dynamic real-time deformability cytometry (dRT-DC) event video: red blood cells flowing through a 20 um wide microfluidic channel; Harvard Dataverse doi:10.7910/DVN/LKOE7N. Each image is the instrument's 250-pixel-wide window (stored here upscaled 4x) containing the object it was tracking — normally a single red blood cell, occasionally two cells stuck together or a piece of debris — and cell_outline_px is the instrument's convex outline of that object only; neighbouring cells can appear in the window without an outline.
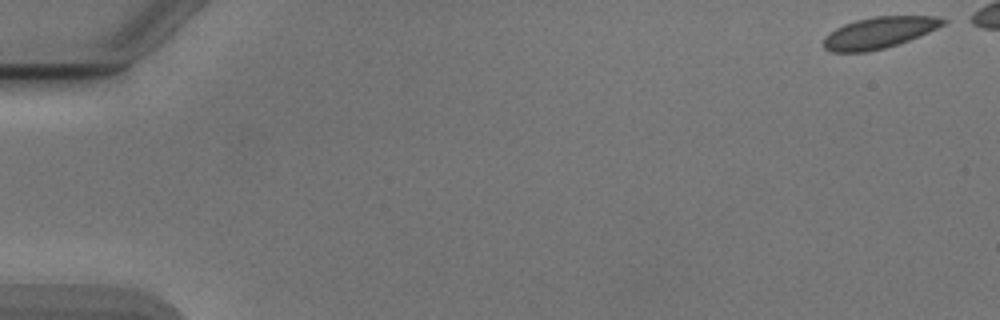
{"species": "Egyptian fruit bat (a non-hibernating species)", "species_latin": "Rousettus aegyptiacus", "temperature_condition": "cold", "stored_images_in_passage": 47, "camera_frame_rate_fps": 3000, "um_per_image_px": 0.085, "animal": {"sex": "male"}, "frame": {"image": 1, "passage_image": 1, "time_ms": 0.0, "image_size_px": [1000, 320], "cell_outline_px": [[948, 20], [944, 24], [928, 32], [908, 40], [884, 48], [868, 52], [832, 52], [824, 48], [824, 36], [836, 28], [844, 24], [856, 20], [872, 16], [940, 16]], "centroid_in_image_um": [74.71, 2.77], "position_along_channel_um": 10.3, "area_um2": 21.73}}
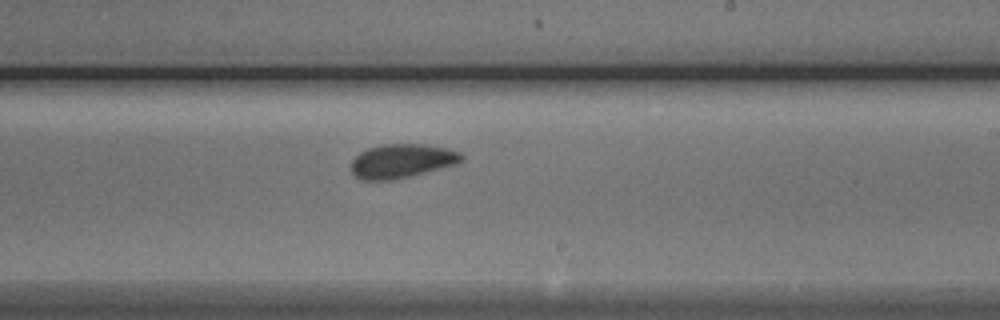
{"frame": {"image": 2, "passage_image": 32, "time_ms": 10.333, "image_size_px": [1000, 320], "cell_outline_px": [[464, 160], [456, 164], [412, 176], [392, 180], [360, 180], [352, 172], [352, 160], [360, 152], [368, 148], [380, 144], [424, 144], [444, 148], [460, 152], [464, 156]], "centroid_in_image_um": [34.16, 13.68], "position_along_channel_um": 254.8, "area_um2": 21.91}}
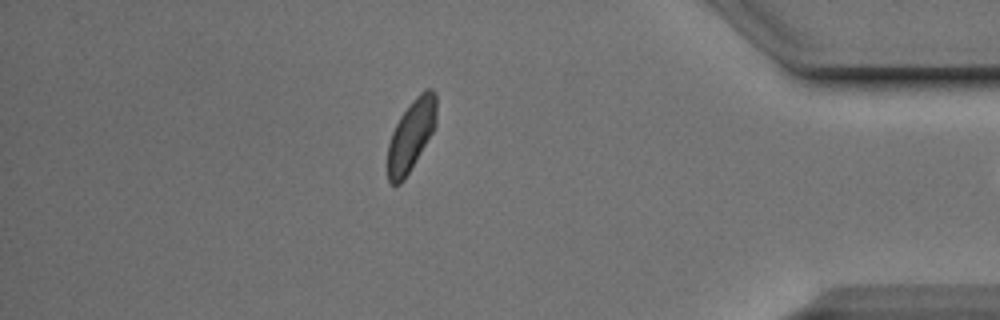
{"frame": {"image": 3, "passage_image": 46, "time_ms": 15.0, "image_size_px": [1000, 320], "cell_outline_px": [[436, 124], [432, 132], [404, 180], [400, 184], [392, 184], [388, 180], [388, 144], [392, 132], [400, 116], [412, 100], [424, 88], [432, 88], [436, 92]], "centroid_in_image_um": [34.95, 11.45], "position_along_channel_um": 400.2, "area_um2": 20.06}}